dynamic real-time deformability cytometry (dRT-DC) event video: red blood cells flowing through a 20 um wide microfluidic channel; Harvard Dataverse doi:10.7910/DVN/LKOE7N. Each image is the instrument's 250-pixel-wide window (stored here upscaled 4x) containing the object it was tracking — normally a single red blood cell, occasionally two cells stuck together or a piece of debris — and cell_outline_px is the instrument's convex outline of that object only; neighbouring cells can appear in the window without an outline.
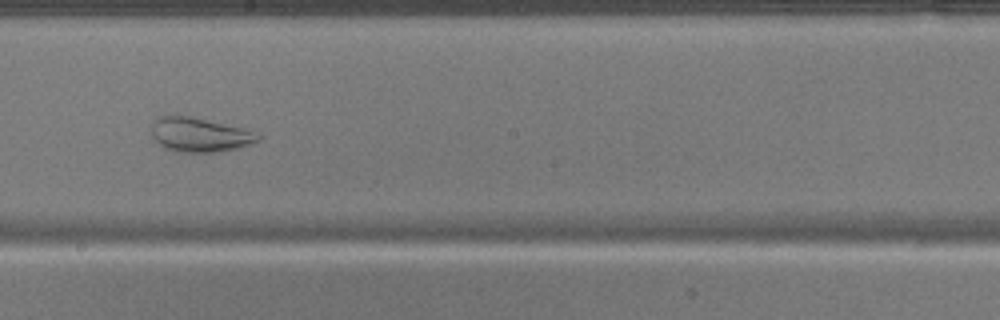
{"species": "common noctule bat (a hibernating species)", "species_latin": "Nyctalus noctula", "temperature_condition": "warm", "stored_images_in_passage": 50, "camera_frame_rate_fps": 3000, "um_per_image_px": 0.085, "animal": {"sex": "male", "body_mass_g": 17.9}, "frame": {"image": 1, "passage_image": 29, "time_ms": 9.333, "image_size_px": [1000, 320], "cell_outline_px": [[260, 140], [236, 148], [220, 152], [176, 152], [164, 148], [152, 136], [152, 120], [156, 116], [168, 112], [176, 112], [252, 128], [260, 132]], "centroid_in_image_um": [16.97, 11.37], "position_along_channel_um": 231.2, "area_um2": 22.77}}